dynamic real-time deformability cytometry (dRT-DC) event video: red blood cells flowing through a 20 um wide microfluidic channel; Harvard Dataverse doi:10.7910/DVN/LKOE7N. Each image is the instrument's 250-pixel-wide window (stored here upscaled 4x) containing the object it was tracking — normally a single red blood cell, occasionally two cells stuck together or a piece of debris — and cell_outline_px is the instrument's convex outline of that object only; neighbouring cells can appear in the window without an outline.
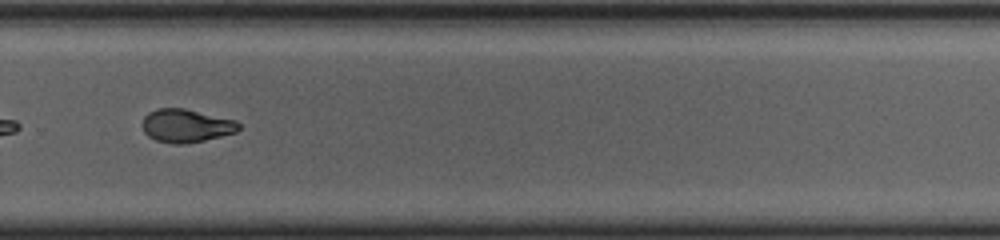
{"species": "common noctule bat (a hibernating species)", "species_latin": "Nyctalus noctula", "temperature_condition": "cold", "stored_images_in_passage": 43, "camera_frame_rate_fps": 3000, "um_per_image_px": 0.085, "animal": {"sex": "female", "body_mass_g": 23.0, "forearm_length_mm": 53.4}, "frame": {"image": 1, "passage_image": 25, "time_ms": 8.0, "image_size_px": [1000, 240], "cell_outline_px": [[240, 128], [236, 132], [204, 140], [184, 144], [172, 144], [156, 140], [148, 136], [144, 132], [140, 124], [144, 116], [148, 112], [156, 108], [184, 108], [236, 120], [240, 124]], "centroid_in_image_um": [15.78, 10.68], "position_along_channel_um": 314.0, "area_um2": 18.84}, "authors_computed_cell_mechanics": {"area_um2": 19.074, "velocity_mm_per_s": 3.685, "shape_relaxation_time_tau1_ms": 4.7457, "shape_relaxation_time_tau2_ms": 1.8988, "deformation_change_tau1": 0.173, "deformation_change_tau2": 0.0786}}